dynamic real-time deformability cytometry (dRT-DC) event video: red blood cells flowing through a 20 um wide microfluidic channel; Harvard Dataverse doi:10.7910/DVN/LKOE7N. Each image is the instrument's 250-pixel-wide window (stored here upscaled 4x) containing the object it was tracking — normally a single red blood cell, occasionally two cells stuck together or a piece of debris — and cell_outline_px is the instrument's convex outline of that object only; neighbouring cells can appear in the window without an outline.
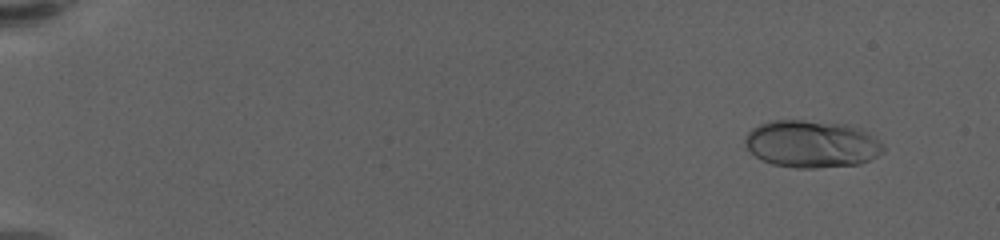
{"species": "human", "species_latin": "Homo sapiens", "temperature_condition": "warm", "stored_images_in_passage": 61, "camera_frame_rate_fps": 3000, "um_per_image_px": 0.085, "donor": {"sex": "female"}, "frame": {"image": 1, "passage_image": 6, "time_ms": 1.667, "image_size_px": [1000, 240], "cell_outline_px": [[884, 152], [860, 164], [816, 168], [796, 168], [772, 164], [756, 156], [748, 148], [744, 140], [744, 136], [752, 128], [760, 124], [772, 120], [800, 120], [848, 124], [860, 128], [876, 140], [884, 148]], "centroid_in_image_um": [68.96, 12.24], "position_along_channel_um": 16.0, "area_um2": 37.86}}
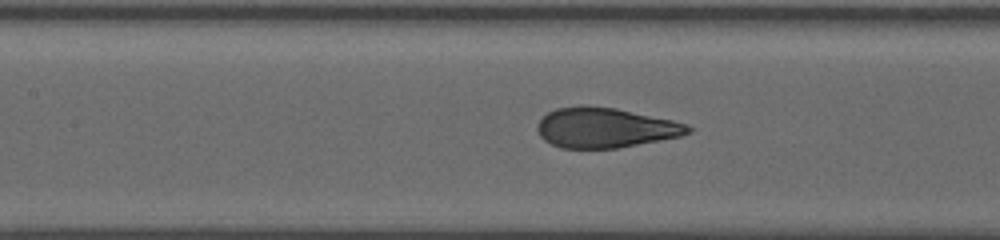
{"frame": {"image": 2, "passage_image": 31, "time_ms": 10.0, "image_size_px": [1000, 240], "cell_outline_px": [[692, 132], [680, 136], [616, 148], [560, 148], [544, 140], [540, 136], [536, 128], [536, 124], [548, 112], [556, 108], [580, 104], [584, 104], [616, 108], [672, 120], [684, 124], [692, 128]], "centroid_in_image_um": [51.39, 10.84], "position_along_channel_um": 156.0, "area_um2": 35.14}}
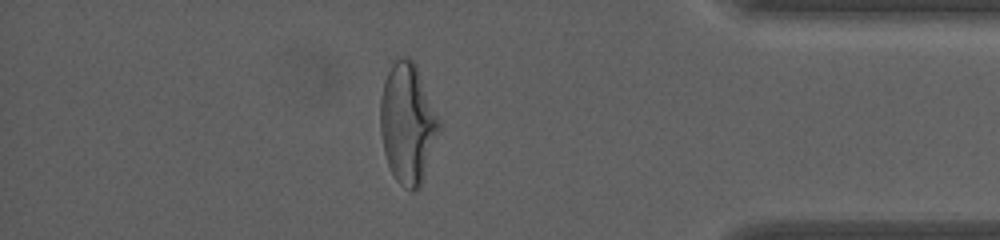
{"frame": {"image": 3, "passage_image": 54, "time_ms": 17.667, "image_size_px": [1000, 240], "cell_outline_px": [[440, 128], [420, 188], [416, 192], [412, 192], [404, 188], [396, 180], [388, 164], [384, 152], [380, 132], [380, 96], [384, 80], [392, 64], [400, 56], [408, 56], [416, 64], [440, 124]], "centroid_in_image_um": [34.62, 10.5], "position_along_channel_um": 400.6, "area_um2": 40.92}, "authors_computed_cell_mechanics": {"area_um2": 35.9516, "velocity_mm_per_s": 3.5233, "shape_relaxation_time_tau1_ms": 4.791, "shape_relaxation_time_tau2_ms": null, "deformation_change_tau1": 0.2145, "deformation_change_tau2": null}}